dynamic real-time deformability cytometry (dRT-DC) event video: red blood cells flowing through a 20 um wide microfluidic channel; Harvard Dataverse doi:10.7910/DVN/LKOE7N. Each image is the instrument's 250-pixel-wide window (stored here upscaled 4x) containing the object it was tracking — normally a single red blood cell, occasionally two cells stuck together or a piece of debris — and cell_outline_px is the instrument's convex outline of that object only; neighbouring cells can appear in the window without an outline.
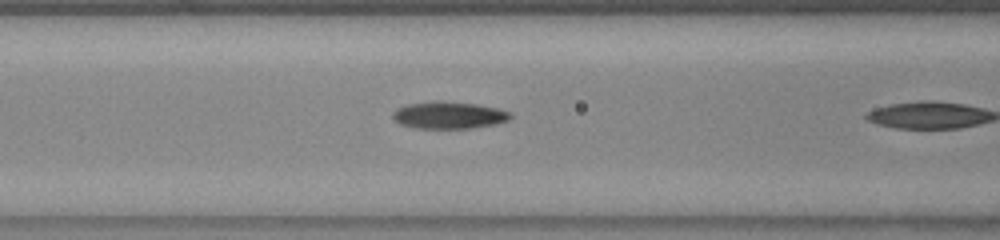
{"species": "common noctule bat (a hibernating species)", "species_latin": "Nyctalus noctula", "temperature_condition": "warm", "stored_images_in_passage": 10, "camera_frame_rate_fps": 3000, "um_per_image_px": 0.085, "animal": {"sex": "female", "body_mass_g": 23.0, "forearm_length_mm": 53.4}, "frame": {"image": 1, "passage_image": 9, "time_ms": 2.667, "image_size_px": [1000, 240], "cell_outline_px": [[512, 116], [508, 120], [496, 124], [468, 128], [416, 128], [400, 124], [392, 116], [392, 112], [396, 108], [408, 104], [436, 100], [440, 100], [476, 104], [496, 108], [512, 112]], "centroid_in_image_um": [38.14, 9.78], "position_along_channel_um": 128.5, "area_um2": 18.61}}